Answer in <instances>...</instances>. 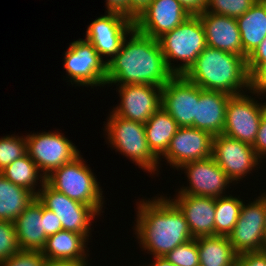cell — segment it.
<instances>
[{
    "mask_svg": "<svg viewBox=\"0 0 266 266\" xmlns=\"http://www.w3.org/2000/svg\"><path fill=\"white\" fill-rule=\"evenodd\" d=\"M120 51L107 63L106 84H151L163 87L174 74L168 69L158 39L135 28Z\"/></svg>",
    "mask_w": 266,
    "mask_h": 266,
    "instance_id": "1",
    "label": "cell"
},
{
    "mask_svg": "<svg viewBox=\"0 0 266 266\" xmlns=\"http://www.w3.org/2000/svg\"><path fill=\"white\" fill-rule=\"evenodd\" d=\"M154 198L138 202L135 234L141 248L154 257H164L193 237L183 213L170 197Z\"/></svg>",
    "mask_w": 266,
    "mask_h": 266,
    "instance_id": "2",
    "label": "cell"
},
{
    "mask_svg": "<svg viewBox=\"0 0 266 266\" xmlns=\"http://www.w3.org/2000/svg\"><path fill=\"white\" fill-rule=\"evenodd\" d=\"M183 76L204 90L219 91L229 95L244 93L242 88L250 90L247 59L208 46Z\"/></svg>",
    "mask_w": 266,
    "mask_h": 266,
    "instance_id": "3",
    "label": "cell"
},
{
    "mask_svg": "<svg viewBox=\"0 0 266 266\" xmlns=\"http://www.w3.org/2000/svg\"><path fill=\"white\" fill-rule=\"evenodd\" d=\"M168 69L174 75H183L207 47L203 24L198 15H191L178 27L158 38ZM180 60L183 63L172 65Z\"/></svg>",
    "mask_w": 266,
    "mask_h": 266,
    "instance_id": "4",
    "label": "cell"
},
{
    "mask_svg": "<svg viewBox=\"0 0 266 266\" xmlns=\"http://www.w3.org/2000/svg\"><path fill=\"white\" fill-rule=\"evenodd\" d=\"M84 162L80 154L73 161L52 171L45 178V182L54 190L65 194L70 199L91 206L100 214L104 203L103 191L94 173Z\"/></svg>",
    "mask_w": 266,
    "mask_h": 266,
    "instance_id": "5",
    "label": "cell"
},
{
    "mask_svg": "<svg viewBox=\"0 0 266 266\" xmlns=\"http://www.w3.org/2000/svg\"><path fill=\"white\" fill-rule=\"evenodd\" d=\"M108 118L105 130L108 133L107 139L110 145L148 173L159 172L158 165L161 160L152 153L148 146L145 125L124 119L113 112Z\"/></svg>",
    "mask_w": 266,
    "mask_h": 266,
    "instance_id": "6",
    "label": "cell"
},
{
    "mask_svg": "<svg viewBox=\"0 0 266 266\" xmlns=\"http://www.w3.org/2000/svg\"><path fill=\"white\" fill-rule=\"evenodd\" d=\"M25 137L27 154L45 177L80 155L75 144L58 131L39 134L37 132Z\"/></svg>",
    "mask_w": 266,
    "mask_h": 266,
    "instance_id": "7",
    "label": "cell"
},
{
    "mask_svg": "<svg viewBox=\"0 0 266 266\" xmlns=\"http://www.w3.org/2000/svg\"><path fill=\"white\" fill-rule=\"evenodd\" d=\"M64 69L71 79V84L91 88L106 85V60L104 61L93 45L85 39L70 43L65 52Z\"/></svg>",
    "mask_w": 266,
    "mask_h": 266,
    "instance_id": "8",
    "label": "cell"
},
{
    "mask_svg": "<svg viewBox=\"0 0 266 266\" xmlns=\"http://www.w3.org/2000/svg\"><path fill=\"white\" fill-rule=\"evenodd\" d=\"M265 103L244 93L231 95L226 107L223 135L253 145L261 123Z\"/></svg>",
    "mask_w": 266,
    "mask_h": 266,
    "instance_id": "9",
    "label": "cell"
},
{
    "mask_svg": "<svg viewBox=\"0 0 266 266\" xmlns=\"http://www.w3.org/2000/svg\"><path fill=\"white\" fill-rule=\"evenodd\" d=\"M37 199L60 219L63 230L84 235L89 240L91 221L99 215L91 206L70 199L46 182L41 185Z\"/></svg>",
    "mask_w": 266,
    "mask_h": 266,
    "instance_id": "10",
    "label": "cell"
},
{
    "mask_svg": "<svg viewBox=\"0 0 266 266\" xmlns=\"http://www.w3.org/2000/svg\"><path fill=\"white\" fill-rule=\"evenodd\" d=\"M265 193L253 202L243 205L239 218L228 235L230 243L237 255L266 249Z\"/></svg>",
    "mask_w": 266,
    "mask_h": 266,
    "instance_id": "11",
    "label": "cell"
},
{
    "mask_svg": "<svg viewBox=\"0 0 266 266\" xmlns=\"http://www.w3.org/2000/svg\"><path fill=\"white\" fill-rule=\"evenodd\" d=\"M212 157L234 183L250 174L261 161L252 145L223 134L213 137ZM240 179V180H239Z\"/></svg>",
    "mask_w": 266,
    "mask_h": 266,
    "instance_id": "12",
    "label": "cell"
},
{
    "mask_svg": "<svg viewBox=\"0 0 266 266\" xmlns=\"http://www.w3.org/2000/svg\"><path fill=\"white\" fill-rule=\"evenodd\" d=\"M85 40L89 41L106 63L120 51L123 40L134 29V21L118 13L107 12L106 15L96 18L87 27Z\"/></svg>",
    "mask_w": 266,
    "mask_h": 266,
    "instance_id": "13",
    "label": "cell"
},
{
    "mask_svg": "<svg viewBox=\"0 0 266 266\" xmlns=\"http://www.w3.org/2000/svg\"><path fill=\"white\" fill-rule=\"evenodd\" d=\"M120 104L112 111L127 120L145 124L161 107L162 87L151 84H125L119 86Z\"/></svg>",
    "mask_w": 266,
    "mask_h": 266,
    "instance_id": "14",
    "label": "cell"
},
{
    "mask_svg": "<svg viewBox=\"0 0 266 266\" xmlns=\"http://www.w3.org/2000/svg\"><path fill=\"white\" fill-rule=\"evenodd\" d=\"M191 15L177 0H152L134 21V28L145 36L158 39Z\"/></svg>",
    "mask_w": 266,
    "mask_h": 266,
    "instance_id": "15",
    "label": "cell"
},
{
    "mask_svg": "<svg viewBox=\"0 0 266 266\" xmlns=\"http://www.w3.org/2000/svg\"><path fill=\"white\" fill-rule=\"evenodd\" d=\"M199 86L183 75H174L162 87L161 106L177 122L179 127H194Z\"/></svg>",
    "mask_w": 266,
    "mask_h": 266,
    "instance_id": "16",
    "label": "cell"
},
{
    "mask_svg": "<svg viewBox=\"0 0 266 266\" xmlns=\"http://www.w3.org/2000/svg\"><path fill=\"white\" fill-rule=\"evenodd\" d=\"M180 168L185 169V174L187 173L189 187H182L178 194L218 198L225 194V189L232 183L212 156L187 162Z\"/></svg>",
    "mask_w": 266,
    "mask_h": 266,
    "instance_id": "17",
    "label": "cell"
},
{
    "mask_svg": "<svg viewBox=\"0 0 266 266\" xmlns=\"http://www.w3.org/2000/svg\"><path fill=\"white\" fill-rule=\"evenodd\" d=\"M213 135L195 127H179L163 155L170 166L180 167L190 161L212 156Z\"/></svg>",
    "mask_w": 266,
    "mask_h": 266,
    "instance_id": "18",
    "label": "cell"
},
{
    "mask_svg": "<svg viewBox=\"0 0 266 266\" xmlns=\"http://www.w3.org/2000/svg\"><path fill=\"white\" fill-rule=\"evenodd\" d=\"M170 199L183 213L194 239L215 236L216 198L177 194Z\"/></svg>",
    "mask_w": 266,
    "mask_h": 266,
    "instance_id": "19",
    "label": "cell"
},
{
    "mask_svg": "<svg viewBox=\"0 0 266 266\" xmlns=\"http://www.w3.org/2000/svg\"><path fill=\"white\" fill-rule=\"evenodd\" d=\"M203 24L208 47L243 56L236 18L203 11L197 14Z\"/></svg>",
    "mask_w": 266,
    "mask_h": 266,
    "instance_id": "20",
    "label": "cell"
},
{
    "mask_svg": "<svg viewBox=\"0 0 266 266\" xmlns=\"http://www.w3.org/2000/svg\"><path fill=\"white\" fill-rule=\"evenodd\" d=\"M230 96L224 92L209 91L199 87V101L196 103L194 127L208 131L213 136L222 134Z\"/></svg>",
    "mask_w": 266,
    "mask_h": 266,
    "instance_id": "21",
    "label": "cell"
},
{
    "mask_svg": "<svg viewBox=\"0 0 266 266\" xmlns=\"http://www.w3.org/2000/svg\"><path fill=\"white\" fill-rule=\"evenodd\" d=\"M43 204L37 197L15 220L17 240L20 250L41 251L46 243L42 220Z\"/></svg>",
    "mask_w": 266,
    "mask_h": 266,
    "instance_id": "22",
    "label": "cell"
},
{
    "mask_svg": "<svg viewBox=\"0 0 266 266\" xmlns=\"http://www.w3.org/2000/svg\"><path fill=\"white\" fill-rule=\"evenodd\" d=\"M87 238L72 231L61 230L46 239L42 255L48 260H70L88 263L85 248Z\"/></svg>",
    "mask_w": 266,
    "mask_h": 266,
    "instance_id": "23",
    "label": "cell"
},
{
    "mask_svg": "<svg viewBox=\"0 0 266 266\" xmlns=\"http://www.w3.org/2000/svg\"><path fill=\"white\" fill-rule=\"evenodd\" d=\"M236 21L241 35L243 57L247 59L266 38V2L257 1Z\"/></svg>",
    "mask_w": 266,
    "mask_h": 266,
    "instance_id": "24",
    "label": "cell"
},
{
    "mask_svg": "<svg viewBox=\"0 0 266 266\" xmlns=\"http://www.w3.org/2000/svg\"><path fill=\"white\" fill-rule=\"evenodd\" d=\"M148 146L160 160L176 134L179 126L170 114L161 106L144 124Z\"/></svg>",
    "mask_w": 266,
    "mask_h": 266,
    "instance_id": "25",
    "label": "cell"
},
{
    "mask_svg": "<svg viewBox=\"0 0 266 266\" xmlns=\"http://www.w3.org/2000/svg\"><path fill=\"white\" fill-rule=\"evenodd\" d=\"M35 198L31 191L10 182L0 173V220L15 222Z\"/></svg>",
    "mask_w": 266,
    "mask_h": 266,
    "instance_id": "26",
    "label": "cell"
},
{
    "mask_svg": "<svg viewBox=\"0 0 266 266\" xmlns=\"http://www.w3.org/2000/svg\"><path fill=\"white\" fill-rule=\"evenodd\" d=\"M200 266H227L237 257L228 236L197 238Z\"/></svg>",
    "mask_w": 266,
    "mask_h": 266,
    "instance_id": "27",
    "label": "cell"
},
{
    "mask_svg": "<svg viewBox=\"0 0 266 266\" xmlns=\"http://www.w3.org/2000/svg\"><path fill=\"white\" fill-rule=\"evenodd\" d=\"M0 173L10 182L28 189L35 196H37L39 193V190L36 191L35 188L37 186L38 180L40 179V185H42L46 178L42 173L40 174L36 163L27 153L24 156L16 159Z\"/></svg>",
    "mask_w": 266,
    "mask_h": 266,
    "instance_id": "28",
    "label": "cell"
},
{
    "mask_svg": "<svg viewBox=\"0 0 266 266\" xmlns=\"http://www.w3.org/2000/svg\"><path fill=\"white\" fill-rule=\"evenodd\" d=\"M243 200L223 195L216 198L215 205V236H228L239 218Z\"/></svg>",
    "mask_w": 266,
    "mask_h": 266,
    "instance_id": "29",
    "label": "cell"
},
{
    "mask_svg": "<svg viewBox=\"0 0 266 266\" xmlns=\"http://www.w3.org/2000/svg\"><path fill=\"white\" fill-rule=\"evenodd\" d=\"M250 75V93L261 96L266 94V38L247 57Z\"/></svg>",
    "mask_w": 266,
    "mask_h": 266,
    "instance_id": "30",
    "label": "cell"
},
{
    "mask_svg": "<svg viewBox=\"0 0 266 266\" xmlns=\"http://www.w3.org/2000/svg\"><path fill=\"white\" fill-rule=\"evenodd\" d=\"M27 153L26 137L7 135L0 138V172Z\"/></svg>",
    "mask_w": 266,
    "mask_h": 266,
    "instance_id": "31",
    "label": "cell"
},
{
    "mask_svg": "<svg viewBox=\"0 0 266 266\" xmlns=\"http://www.w3.org/2000/svg\"><path fill=\"white\" fill-rule=\"evenodd\" d=\"M258 0H207L206 12L238 18L246 13Z\"/></svg>",
    "mask_w": 266,
    "mask_h": 266,
    "instance_id": "32",
    "label": "cell"
},
{
    "mask_svg": "<svg viewBox=\"0 0 266 266\" xmlns=\"http://www.w3.org/2000/svg\"><path fill=\"white\" fill-rule=\"evenodd\" d=\"M164 258L177 266H200L197 238L177 246Z\"/></svg>",
    "mask_w": 266,
    "mask_h": 266,
    "instance_id": "33",
    "label": "cell"
},
{
    "mask_svg": "<svg viewBox=\"0 0 266 266\" xmlns=\"http://www.w3.org/2000/svg\"><path fill=\"white\" fill-rule=\"evenodd\" d=\"M19 251L15 223L0 220V264Z\"/></svg>",
    "mask_w": 266,
    "mask_h": 266,
    "instance_id": "34",
    "label": "cell"
},
{
    "mask_svg": "<svg viewBox=\"0 0 266 266\" xmlns=\"http://www.w3.org/2000/svg\"><path fill=\"white\" fill-rule=\"evenodd\" d=\"M45 262L46 258L41 251L20 250L2 262L0 266H44Z\"/></svg>",
    "mask_w": 266,
    "mask_h": 266,
    "instance_id": "35",
    "label": "cell"
},
{
    "mask_svg": "<svg viewBox=\"0 0 266 266\" xmlns=\"http://www.w3.org/2000/svg\"><path fill=\"white\" fill-rule=\"evenodd\" d=\"M236 266H266V249L237 255Z\"/></svg>",
    "mask_w": 266,
    "mask_h": 266,
    "instance_id": "36",
    "label": "cell"
},
{
    "mask_svg": "<svg viewBox=\"0 0 266 266\" xmlns=\"http://www.w3.org/2000/svg\"><path fill=\"white\" fill-rule=\"evenodd\" d=\"M42 220L44 224V232L48 237L63 230L60 219L51 210H48L43 206Z\"/></svg>",
    "mask_w": 266,
    "mask_h": 266,
    "instance_id": "37",
    "label": "cell"
},
{
    "mask_svg": "<svg viewBox=\"0 0 266 266\" xmlns=\"http://www.w3.org/2000/svg\"><path fill=\"white\" fill-rule=\"evenodd\" d=\"M252 147L259 158H264L266 155V109L263 111L261 123Z\"/></svg>",
    "mask_w": 266,
    "mask_h": 266,
    "instance_id": "38",
    "label": "cell"
},
{
    "mask_svg": "<svg viewBox=\"0 0 266 266\" xmlns=\"http://www.w3.org/2000/svg\"><path fill=\"white\" fill-rule=\"evenodd\" d=\"M106 12L118 13L135 21L137 16L129 9L128 0H106Z\"/></svg>",
    "mask_w": 266,
    "mask_h": 266,
    "instance_id": "39",
    "label": "cell"
},
{
    "mask_svg": "<svg viewBox=\"0 0 266 266\" xmlns=\"http://www.w3.org/2000/svg\"><path fill=\"white\" fill-rule=\"evenodd\" d=\"M192 15H197L205 10L207 0H177Z\"/></svg>",
    "mask_w": 266,
    "mask_h": 266,
    "instance_id": "40",
    "label": "cell"
},
{
    "mask_svg": "<svg viewBox=\"0 0 266 266\" xmlns=\"http://www.w3.org/2000/svg\"><path fill=\"white\" fill-rule=\"evenodd\" d=\"M152 0H128L129 9L138 17Z\"/></svg>",
    "mask_w": 266,
    "mask_h": 266,
    "instance_id": "41",
    "label": "cell"
},
{
    "mask_svg": "<svg viewBox=\"0 0 266 266\" xmlns=\"http://www.w3.org/2000/svg\"><path fill=\"white\" fill-rule=\"evenodd\" d=\"M88 263H80L70 260H48L46 259V262L44 266H87Z\"/></svg>",
    "mask_w": 266,
    "mask_h": 266,
    "instance_id": "42",
    "label": "cell"
},
{
    "mask_svg": "<svg viewBox=\"0 0 266 266\" xmlns=\"http://www.w3.org/2000/svg\"><path fill=\"white\" fill-rule=\"evenodd\" d=\"M153 258H154V262H152L153 264L151 263L148 266H177V265L169 262L164 257H153Z\"/></svg>",
    "mask_w": 266,
    "mask_h": 266,
    "instance_id": "43",
    "label": "cell"
},
{
    "mask_svg": "<svg viewBox=\"0 0 266 266\" xmlns=\"http://www.w3.org/2000/svg\"><path fill=\"white\" fill-rule=\"evenodd\" d=\"M264 232L266 236V193H265V222H264Z\"/></svg>",
    "mask_w": 266,
    "mask_h": 266,
    "instance_id": "44",
    "label": "cell"
},
{
    "mask_svg": "<svg viewBox=\"0 0 266 266\" xmlns=\"http://www.w3.org/2000/svg\"><path fill=\"white\" fill-rule=\"evenodd\" d=\"M227 266H236V260L232 264L227 265Z\"/></svg>",
    "mask_w": 266,
    "mask_h": 266,
    "instance_id": "45",
    "label": "cell"
}]
</instances>
